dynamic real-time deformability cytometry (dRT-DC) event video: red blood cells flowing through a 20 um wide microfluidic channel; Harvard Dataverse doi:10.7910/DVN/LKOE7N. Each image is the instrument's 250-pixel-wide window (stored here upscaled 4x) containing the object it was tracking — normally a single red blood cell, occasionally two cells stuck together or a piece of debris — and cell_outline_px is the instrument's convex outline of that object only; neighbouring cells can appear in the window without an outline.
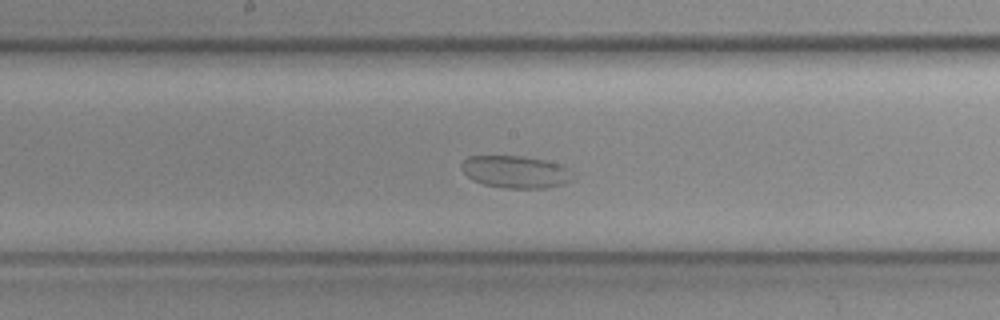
{"species": "common noctule bat (a hibernating species)", "species_latin": "Nyctalus noctula", "temperature_condition": "cold", "stored_images_in_passage": 32, "camera_frame_rate_fps": 3000, "um_per_image_px": 0.085, "animal": {"sex": "female", "body_mass_g": 19.3, "forearm_length_mm": 54.1}, "frame": {"image": 1, "passage_image": 11, "time_ms": 3.333, "image_size_px": [1000, 320], "cell_outline_px": [[572, 180], [564, 184], [544, 188], [504, 188], [484, 184], [472, 180], [464, 172], [460, 164], [468, 156], [524, 156], [564, 164], [568, 168]], "centroid_in_image_um": [43.83, 14.6], "position_along_channel_um": 204.4, "area_um2": 20.98}}
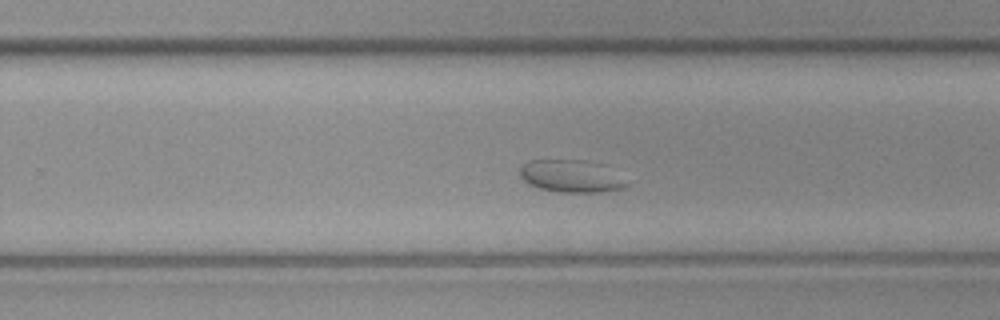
{"frame": {"image": 2, "passage_image": 17, "time_ms": 5.333, "image_size_px": [1000, 320], "cell_outline_px": [[628, 184], [624, 188], [600, 192], [564, 192], [540, 188], [528, 184], [520, 176], [520, 168], [524, 164], [532, 160], [584, 160], [600, 164]], "centroid_in_image_um": [48.48, 14.98], "position_along_channel_um": 281.3, "area_um2": 19.54}}
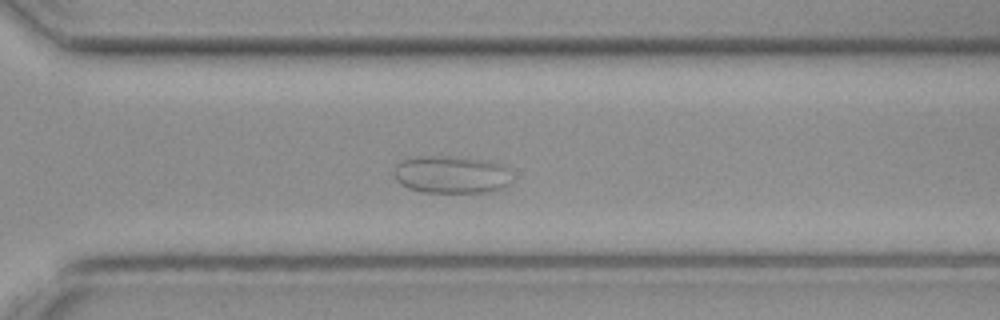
{"frame": {"image": 3, "passage_image": 21, "time_ms": 6.667, "image_size_px": [1000, 320], "cell_outline_px": [[508, 184], [500, 188], [488, 192], [424, 192], [408, 188], [400, 184], [396, 180], [392, 172], [392, 168], [400, 160], [416, 156], [452, 156], [488, 160], [504, 164], [508, 168]], "centroid_in_image_um": [38.29, 14.81], "position_along_channel_um": 332.3, "area_um2": 26.13}}